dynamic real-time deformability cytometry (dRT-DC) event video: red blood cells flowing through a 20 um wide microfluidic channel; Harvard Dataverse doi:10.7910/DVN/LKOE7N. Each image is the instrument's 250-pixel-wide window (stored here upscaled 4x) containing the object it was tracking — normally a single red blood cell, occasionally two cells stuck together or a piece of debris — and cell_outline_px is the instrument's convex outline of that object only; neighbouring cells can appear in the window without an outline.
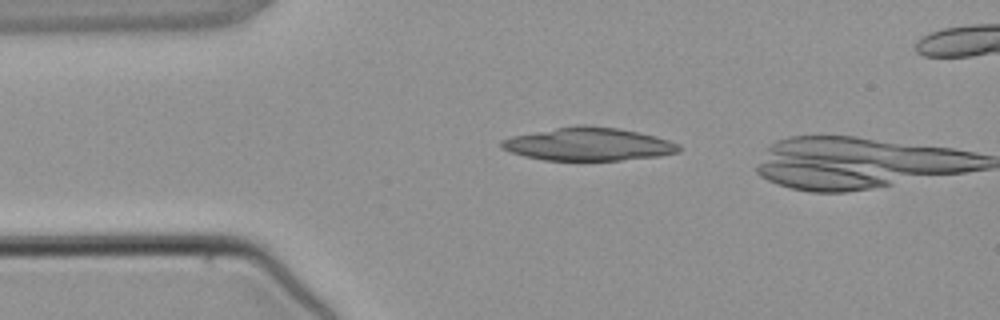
{"species": "common noctule bat (a hibernating species)", "species_latin": "Nyctalus noctula", "temperature_condition": "warm", "stored_images_in_passage": 2, "camera_frame_rate_fps": 3000, "um_per_image_px": 0.085, "animal": {"sex": "male", "body_mass_g": 21.5, "forearm_length_mm": 52.0}, "frame": {"image": 1, "passage_image": 1, "time_ms": 0.0, "image_size_px": [1000, 320], "cell_outline_px": [[680, 152], [660, 156], [620, 160], [544, 160], [524, 156], [500, 148], [500, 140], [512, 136], [576, 124], [584, 124], [616, 128], [656, 136], [680, 144]], "centroid_in_image_um": [50.01, 12.25], "position_along_channel_um": 35.0, "area_um2": 34.16}}